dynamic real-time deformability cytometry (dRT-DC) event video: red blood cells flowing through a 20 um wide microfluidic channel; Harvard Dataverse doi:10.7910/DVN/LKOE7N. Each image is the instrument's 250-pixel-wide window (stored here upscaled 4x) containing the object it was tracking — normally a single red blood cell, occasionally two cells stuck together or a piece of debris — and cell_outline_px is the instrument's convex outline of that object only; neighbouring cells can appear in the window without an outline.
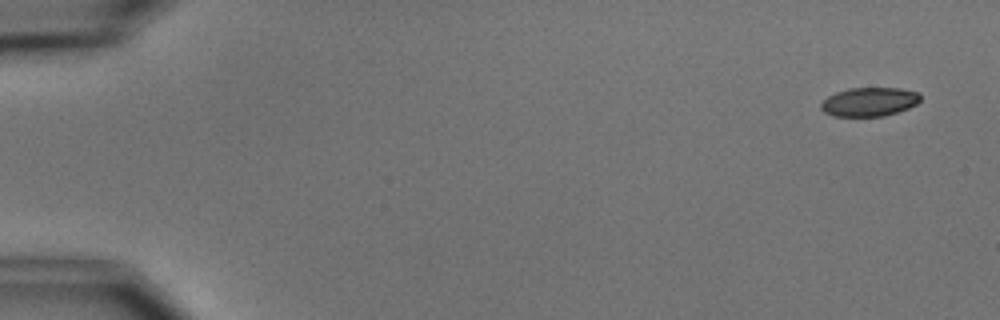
{"species": "common noctule bat (a hibernating species)", "species_latin": "Nyctalus noctula", "temperature_condition": "cold", "stored_images_in_passage": 5, "camera_frame_rate_fps": 3000, "um_per_image_px": 0.085, "animal": {"sex": "male", "body_mass_g": 15.6}, "frame": {"image": 1, "passage_image": 1, "time_ms": 0.0, "image_size_px": [1000, 320], "cell_outline_px": [[920, 100], [916, 104], [908, 108], [884, 116], [832, 116], [824, 112], [820, 108], [820, 104], [828, 96], [836, 92], [848, 88], [900, 88], [920, 92]], "centroid_in_image_um": [73.88, 8.65], "position_along_channel_um": 11.1, "area_um2": 16.76}}
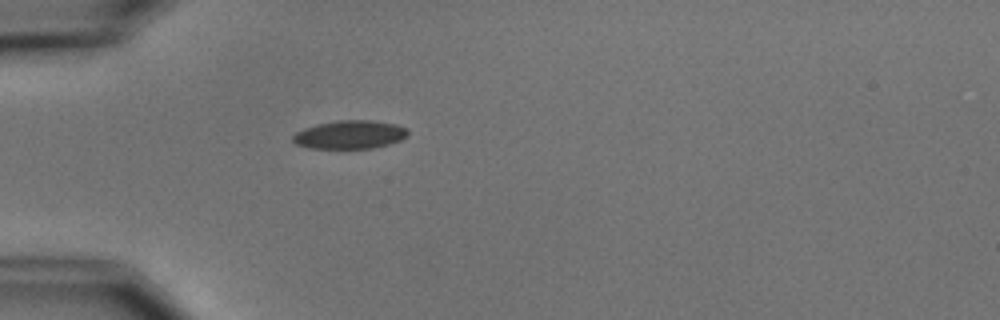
{"frame": {"image": 2, "passage_image": 5, "time_ms": 4.667, "image_size_px": [1000, 320], "cell_outline_px": [[408, 136], [400, 140], [388, 144], [372, 148], [308, 148], [296, 144], [292, 140], [292, 136], [296, 132], [304, 128], [316, 124], [340, 120], [372, 120], [396, 124], [408, 128]], "centroid_in_image_um": [29.74, 11.44], "position_along_channel_um": 55.3, "area_um2": 19.07}}